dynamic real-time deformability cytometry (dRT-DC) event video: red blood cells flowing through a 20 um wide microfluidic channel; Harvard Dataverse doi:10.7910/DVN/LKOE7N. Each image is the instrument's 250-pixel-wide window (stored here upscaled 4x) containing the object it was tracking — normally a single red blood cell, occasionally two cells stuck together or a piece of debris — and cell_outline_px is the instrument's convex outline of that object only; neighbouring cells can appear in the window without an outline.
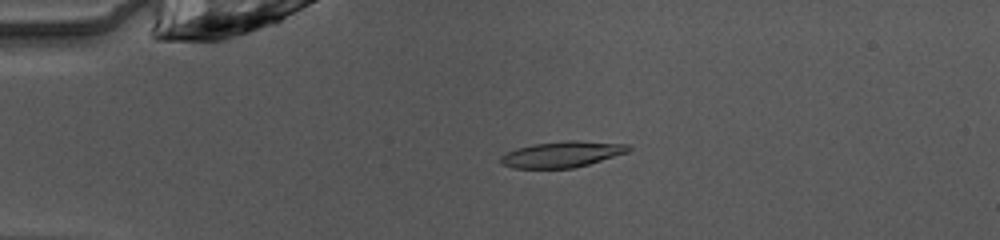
{"species": "common noctule bat (a hibernating species)", "species_latin": "Nyctalus noctula", "temperature_condition": "warm", "stored_images_in_passage": 50, "camera_frame_rate_fps": 3000, "um_per_image_px": 0.085, "animal": {"sex": "female", "body_mass_g": 10.0, "forearm_length_mm": 53.1}, "frame": {"image": 1, "passage_image": 12, "time_ms": 3.667, "image_size_px": [1000, 240], "cell_outline_px": [[632, 148], [628, 152], [588, 164], [572, 168], [512, 168], [500, 164], [500, 156], [516, 148], [532, 144], [568, 140], [576, 140], [628, 144]], "centroid_in_image_um": [47.75, 13.11], "position_along_channel_um": 37.2, "area_um2": 19.36}}
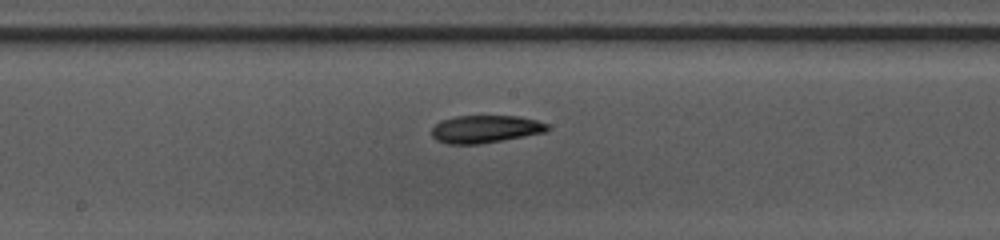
{"frame": {"image": 2, "passage_image": 27, "time_ms": 8.667, "image_size_px": [1000, 240], "cell_outline_px": [[552, 128], [544, 132], [504, 140], [480, 144], [444, 144], [436, 140], [432, 136], [432, 128], [440, 120], [456, 116], [520, 116], [536, 120], [548, 124]], "centroid_in_image_um": [41.24, 10.97], "position_along_channel_um": 207.0, "area_um2": 18.79}}
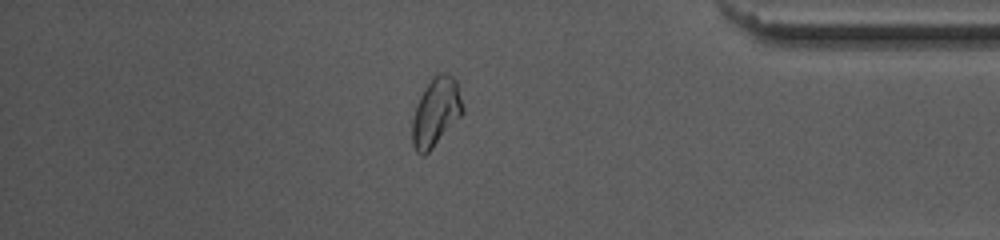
{"frame": {"image": 3, "passage_image": 43, "time_ms": 14.0, "image_size_px": [1000, 240], "cell_outline_px": [[464, 112], [432, 148], [424, 156], [420, 156], [416, 152], [412, 144], [412, 120], [420, 96], [424, 88], [432, 76], [440, 72], [448, 72], [456, 80], [464, 108]], "centroid_in_image_um": [37.05, 9.51], "position_along_channel_um": 398.2, "area_um2": 20.17}, "authors_computed_cell_mechanics": {"area_um2": 18.9006, "velocity_mm_per_s": 4.0542, "shape_relaxation_time_tau1_ms": null, "shape_relaxation_time_tau2_ms": 4.987, "deformation_change_tau1": null, "deformation_change_tau2": 0.1134}}